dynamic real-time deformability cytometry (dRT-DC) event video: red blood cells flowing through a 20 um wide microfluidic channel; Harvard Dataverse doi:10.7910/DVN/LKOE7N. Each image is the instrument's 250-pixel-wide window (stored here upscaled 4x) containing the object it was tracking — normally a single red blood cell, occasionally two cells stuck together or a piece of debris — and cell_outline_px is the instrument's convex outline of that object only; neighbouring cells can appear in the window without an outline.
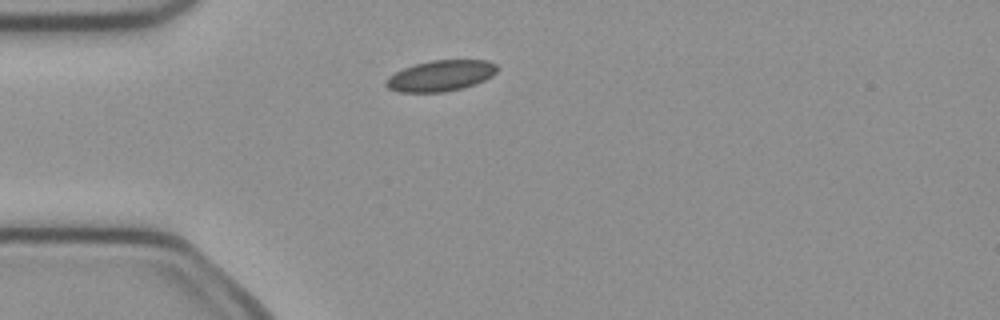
{"species": "common noctule bat (a hibernating species)", "species_latin": "Nyctalus noctula", "temperature_condition": "cold", "stored_images_in_passage": 2, "camera_frame_rate_fps": 3000, "um_per_image_px": 0.085, "animal": {"sex": "female", "body_mass_g": 21.9}, "frame": {"image": 1, "passage_image": 2, "time_ms": 0.333, "image_size_px": [1000, 320], "cell_outline_px": [[500, 68], [492, 76], [476, 84], [464, 88], [444, 92], [400, 92], [388, 88], [384, 84], [384, 80], [388, 76], [404, 68], [416, 64], [432, 60], [488, 60], [496, 64]], "centroid_in_image_um": [37.47, 6.44], "position_along_channel_um": 47.5, "area_um2": 20.17}}